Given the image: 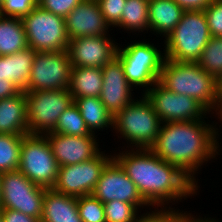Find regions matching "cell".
Returning a JSON list of instances; mask_svg holds the SVG:
<instances>
[{"label": "cell", "instance_id": "35", "mask_svg": "<svg viewBox=\"0 0 222 222\" xmlns=\"http://www.w3.org/2000/svg\"><path fill=\"white\" fill-rule=\"evenodd\" d=\"M140 213L135 222H174L177 219V209L175 208H153ZM153 210V211H152Z\"/></svg>", "mask_w": 222, "mask_h": 222}, {"label": "cell", "instance_id": "12", "mask_svg": "<svg viewBox=\"0 0 222 222\" xmlns=\"http://www.w3.org/2000/svg\"><path fill=\"white\" fill-rule=\"evenodd\" d=\"M71 70L67 50L36 52L26 92L69 89Z\"/></svg>", "mask_w": 222, "mask_h": 222}, {"label": "cell", "instance_id": "33", "mask_svg": "<svg viewBox=\"0 0 222 222\" xmlns=\"http://www.w3.org/2000/svg\"><path fill=\"white\" fill-rule=\"evenodd\" d=\"M38 3L36 0H3L0 5V15L23 18L28 15Z\"/></svg>", "mask_w": 222, "mask_h": 222}, {"label": "cell", "instance_id": "1", "mask_svg": "<svg viewBox=\"0 0 222 222\" xmlns=\"http://www.w3.org/2000/svg\"><path fill=\"white\" fill-rule=\"evenodd\" d=\"M116 151L113 158L136 184L139 194L151 208L172 209V205L199 193L200 187L189 176L150 149L122 147L121 151L120 148L119 152Z\"/></svg>", "mask_w": 222, "mask_h": 222}, {"label": "cell", "instance_id": "23", "mask_svg": "<svg viewBox=\"0 0 222 222\" xmlns=\"http://www.w3.org/2000/svg\"><path fill=\"white\" fill-rule=\"evenodd\" d=\"M102 85V68L72 67L68 90L73 100L81 97H100Z\"/></svg>", "mask_w": 222, "mask_h": 222}, {"label": "cell", "instance_id": "15", "mask_svg": "<svg viewBox=\"0 0 222 222\" xmlns=\"http://www.w3.org/2000/svg\"><path fill=\"white\" fill-rule=\"evenodd\" d=\"M117 47L116 40L108 34L70 39L67 51L72 67L102 68L116 56Z\"/></svg>", "mask_w": 222, "mask_h": 222}, {"label": "cell", "instance_id": "25", "mask_svg": "<svg viewBox=\"0 0 222 222\" xmlns=\"http://www.w3.org/2000/svg\"><path fill=\"white\" fill-rule=\"evenodd\" d=\"M27 47L22 18L0 15V56L12 55Z\"/></svg>", "mask_w": 222, "mask_h": 222}, {"label": "cell", "instance_id": "21", "mask_svg": "<svg viewBox=\"0 0 222 222\" xmlns=\"http://www.w3.org/2000/svg\"><path fill=\"white\" fill-rule=\"evenodd\" d=\"M40 222H83L77 208V197L46 189Z\"/></svg>", "mask_w": 222, "mask_h": 222}, {"label": "cell", "instance_id": "16", "mask_svg": "<svg viewBox=\"0 0 222 222\" xmlns=\"http://www.w3.org/2000/svg\"><path fill=\"white\" fill-rule=\"evenodd\" d=\"M45 136L59 167L91 160L103 150L98 135L93 133L89 136H70L49 132Z\"/></svg>", "mask_w": 222, "mask_h": 222}, {"label": "cell", "instance_id": "24", "mask_svg": "<svg viewBox=\"0 0 222 222\" xmlns=\"http://www.w3.org/2000/svg\"><path fill=\"white\" fill-rule=\"evenodd\" d=\"M74 103L78 106L81 116L91 133L97 134V131L101 132L109 128L113 132V116L99 97H81L75 99Z\"/></svg>", "mask_w": 222, "mask_h": 222}, {"label": "cell", "instance_id": "27", "mask_svg": "<svg viewBox=\"0 0 222 222\" xmlns=\"http://www.w3.org/2000/svg\"><path fill=\"white\" fill-rule=\"evenodd\" d=\"M24 135L0 134V172L18 170Z\"/></svg>", "mask_w": 222, "mask_h": 222}, {"label": "cell", "instance_id": "3", "mask_svg": "<svg viewBox=\"0 0 222 222\" xmlns=\"http://www.w3.org/2000/svg\"><path fill=\"white\" fill-rule=\"evenodd\" d=\"M159 82L173 93L196 99L211 114L219 108L218 81L196 62L165 59Z\"/></svg>", "mask_w": 222, "mask_h": 222}, {"label": "cell", "instance_id": "44", "mask_svg": "<svg viewBox=\"0 0 222 222\" xmlns=\"http://www.w3.org/2000/svg\"><path fill=\"white\" fill-rule=\"evenodd\" d=\"M216 112H222V99L219 101V108Z\"/></svg>", "mask_w": 222, "mask_h": 222}, {"label": "cell", "instance_id": "17", "mask_svg": "<svg viewBox=\"0 0 222 222\" xmlns=\"http://www.w3.org/2000/svg\"><path fill=\"white\" fill-rule=\"evenodd\" d=\"M102 74L103 85L99 98L114 116L137 98L133 94L135 89L127 81L121 61L116 56L102 67Z\"/></svg>", "mask_w": 222, "mask_h": 222}, {"label": "cell", "instance_id": "2", "mask_svg": "<svg viewBox=\"0 0 222 222\" xmlns=\"http://www.w3.org/2000/svg\"><path fill=\"white\" fill-rule=\"evenodd\" d=\"M210 122L207 118V123L205 120L162 123L150 150L176 165L200 187L197 173L222 153L221 125L216 120Z\"/></svg>", "mask_w": 222, "mask_h": 222}, {"label": "cell", "instance_id": "30", "mask_svg": "<svg viewBox=\"0 0 222 222\" xmlns=\"http://www.w3.org/2000/svg\"><path fill=\"white\" fill-rule=\"evenodd\" d=\"M106 222H135L141 210L131 203L119 200L103 204Z\"/></svg>", "mask_w": 222, "mask_h": 222}, {"label": "cell", "instance_id": "36", "mask_svg": "<svg viewBox=\"0 0 222 222\" xmlns=\"http://www.w3.org/2000/svg\"><path fill=\"white\" fill-rule=\"evenodd\" d=\"M82 0H40L38 5L55 15L66 17Z\"/></svg>", "mask_w": 222, "mask_h": 222}, {"label": "cell", "instance_id": "45", "mask_svg": "<svg viewBox=\"0 0 222 222\" xmlns=\"http://www.w3.org/2000/svg\"><path fill=\"white\" fill-rule=\"evenodd\" d=\"M0 80H6V79L2 78V71H1V56H0Z\"/></svg>", "mask_w": 222, "mask_h": 222}, {"label": "cell", "instance_id": "38", "mask_svg": "<svg viewBox=\"0 0 222 222\" xmlns=\"http://www.w3.org/2000/svg\"><path fill=\"white\" fill-rule=\"evenodd\" d=\"M177 208V219L180 222H221L219 221V219H215L214 217L212 218V216L209 217V215L207 216H203L201 217L200 215H196L194 216V214L190 213V211H184V210H180ZM207 217V218H206Z\"/></svg>", "mask_w": 222, "mask_h": 222}, {"label": "cell", "instance_id": "7", "mask_svg": "<svg viewBox=\"0 0 222 222\" xmlns=\"http://www.w3.org/2000/svg\"><path fill=\"white\" fill-rule=\"evenodd\" d=\"M18 170L37 186L45 189L54 187L59 164L45 135L23 136Z\"/></svg>", "mask_w": 222, "mask_h": 222}, {"label": "cell", "instance_id": "29", "mask_svg": "<svg viewBox=\"0 0 222 222\" xmlns=\"http://www.w3.org/2000/svg\"><path fill=\"white\" fill-rule=\"evenodd\" d=\"M196 63L218 80L222 76V37H211Z\"/></svg>", "mask_w": 222, "mask_h": 222}, {"label": "cell", "instance_id": "19", "mask_svg": "<svg viewBox=\"0 0 222 222\" xmlns=\"http://www.w3.org/2000/svg\"><path fill=\"white\" fill-rule=\"evenodd\" d=\"M0 134H29L24 91L0 100Z\"/></svg>", "mask_w": 222, "mask_h": 222}, {"label": "cell", "instance_id": "46", "mask_svg": "<svg viewBox=\"0 0 222 222\" xmlns=\"http://www.w3.org/2000/svg\"><path fill=\"white\" fill-rule=\"evenodd\" d=\"M0 222H3V219H2V214L0 212Z\"/></svg>", "mask_w": 222, "mask_h": 222}, {"label": "cell", "instance_id": "28", "mask_svg": "<svg viewBox=\"0 0 222 222\" xmlns=\"http://www.w3.org/2000/svg\"><path fill=\"white\" fill-rule=\"evenodd\" d=\"M52 132L70 136H89L92 134L74 102L60 115Z\"/></svg>", "mask_w": 222, "mask_h": 222}, {"label": "cell", "instance_id": "22", "mask_svg": "<svg viewBox=\"0 0 222 222\" xmlns=\"http://www.w3.org/2000/svg\"><path fill=\"white\" fill-rule=\"evenodd\" d=\"M36 51L27 47L15 54L1 56L2 78L26 92Z\"/></svg>", "mask_w": 222, "mask_h": 222}, {"label": "cell", "instance_id": "10", "mask_svg": "<svg viewBox=\"0 0 222 222\" xmlns=\"http://www.w3.org/2000/svg\"><path fill=\"white\" fill-rule=\"evenodd\" d=\"M1 184V209L20 211L41 220L45 188L30 181L20 170L3 172Z\"/></svg>", "mask_w": 222, "mask_h": 222}, {"label": "cell", "instance_id": "8", "mask_svg": "<svg viewBox=\"0 0 222 222\" xmlns=\"http://www.w3.org/2000/svg\"><path fill=\"white\" fill-rule=\"evenodd\" d=\"M28 47L36 52H54L67 50L65 18L43 9L38 4L22 18Z\"/></svg>", "mask_w": 222, "mask_h": 222}, {"label": "cell", "instance_id": "4", "mask_svg": "<svg viewBox=\"0 0 222 222\" xmlns=\"http://www.w3.org/2000/svg\"><path fill=\"white\" fill-rule=\"evenodd\" d=\"M138 98L113 116V131L127 149H150L162 122L146 97Z\"/></svg>", "mask_w": 222, "mask_h": 222}, {"label": "cell", "instance_id": "31", "mask_svg": "<svg viewBox=\"0 0 222 222\" xmlns=\"http://www.w3.org/2000/svg\"><path fill=\"white\" fill-rule=\"evenodd\" d=\"M77 208L83 222H106L103 203L92 194L77 197Z\"/></svg>", "mask_w": 222, "mask_h": 222}, {"label": "cell", "instance_id": "39", "mask_svg": "<svg viewBox=\"0 0 222 222\" xmlns=\"http://www.w3.org/2000/svg\"><path fill=\"white\" fill-rule=\"evenodd\" d=\"M184 11L206 9L213 0H174Z\"/></svg>", "mask_w": 222, "mask_h": 222}, {"label": "cell", "instance_id": "6", "mask_svg": "<svg viewBox=\"0 0 222 222\" xmlns=\"http://www.w3.org/2000/svg\"><path fill=\"white\" fill-rule=\"evenodd\" d=\"M211 37L204 11H184L180 22L163 39L165 59L197 62Z\"/></svg>", "mask_w": 222, "mask_h": 222}, {"label": "cell", "instance_id": "43", "mask_svg": "<svg viewBox=\"0 0 222 222\" xmlns=\"http://www.w3.org/2000/svg\"><path fill=\"white\" fill-rule=\"evenodd\" d=\"M1 177H2V173L0 172V209H1V198H2V196H1L2 195V191H1L2 190L1 189L2 188Z\"/></svg>", "mask_w": 222, "mask_h": 222}, {"label": "cell", "instance_id": "20", "mask_svg": "<svg viewBox=\"0 0 222 222\" xmlns=\"http://www.w3.org/2000/svg\"><path fill=\"white\" fill-rule=\"evenodd\" d=\"M183 13L184 10L174 0H149L150 32L166 39L180 22Z\"/></svg>", "mask_w": 222, "mask_h": 222}, {"label": "cell", "instance_id": "11", "mask_svg": "<svg viewBox=\"0 0 222 222\" xmlns=\"http://www.w3.org/2000/svg\"><path fill=\"white\" fill-rule=\"evenodd\" d=\"M144 96L151 103L162 123L206 120L209 116L214 118L212 117L214 114H211L196 99L173 93L159 81Z\"/></svg>", "mask_w": 222, "mask_h": 222}, {"label": "cell", "instance_id": "13", "mask_svg": "<svg viewBox=\"0 0 222 222\" xmlns=\"http://www.w3.org/2000/svg\"><path fill=\"white\" fill-rule=\"evenodd\" d=\"M101 151L91 160L59 167L57 180L52 188L56 192L73 197L92 194L102 170L113 158V152Z\"/></svg>", "mask_w": 222, "mask_h": 222}, {"label": "cell", "instance_id": "41", "mask_svg": "<svg viewBox=\"0 0 222 222\" xmlns=\"http://www.w3.org/2000/svg\"><path fill=\"white\" fill-rule=\"evenodd\" d=\"M217 81H218V95L220 101L222 99V76Z\"/></svg>", "mask_w": 222, "mask_h": 222}, {"label": "cell", "instance_id": "18", "mask_svg": "<svg viewBox=\"0 0 222 222\" xmlns=\"http://www.w3.org/2000/svg\"><path fill=\"white\" fill-rule=\"evenodd\" d=\"M69 39L108 35L110 26L96 0H82L66 17Z\"/></svg>", "mask_w": 222, "mask_h": 222}, {"label": "cell", "instance_id": "34", "mask_svg": "<svg viewBox=\"0 0 222 222\" xmlns=\"http://www.w3.org/2000/svg\"><path fill=\"white\" fill-rule=\"evenodd\" d=\"M212 37H222V0L213 2L203 10Z\"/></svg>", "mask_w": 222, "mask_h": 222}, {"label": "cell", "instance_id": "9", "mask_svg": "<svg viewBox=\"0 0 222 222\" xmlns=\"http://www.w3.org/2000/svg\"><path fill=\"white\" fill-rule=\"evenodd\" d=\"M29 134L52 132L60 115L73 104L68 89L25 92Z\"/></svg>", "mask_w": 222, "mask_h": 222}, {"label": "cell", "instance_id": "5", "mask_svg": "<svg viewBox=\"0 0 222 222\" xmlns=\"http://www.w3.org/2000/svg\"><path fill=\"white\" fill-rule=\"evenodd\" d=\"M131 41V44L123 46L118 44L116 57L121 61L129 84L144 95L157 81L165 60L164 41L160 50L159 45L151 41ZM133 42V43H132ZM124 48H123V47ZM158 46V47H156Z\"/></svg>", "mask_w": 222, "mask_h": 222}, {"label": "cell", "instance_id": "14", "mask_svg": "<svg viewBox=\"0 0 222 222\" xmlns=\"http://www.w3.org/2000/svg\"><path fill=\"white\" fill-rule=\"evenodd\" d=\"M92 195L103 204L119 200L134 204L139 210L145 208V212L147 208L151 209L139 194L136 184L127 176L126 172L114 158L102 170Z\"/></svg>", "mask_w": 222, "mask_h": 222}, {"label": "cell", "instance_id": "40", "mask_svg": "<svg viewBox=\"0 0 222 222\" xmlns=\"http://www.w3.org/2000/svg\"><path fill=\"white\" fill-rule=\"evenodd\" d=\"M19 92L20 90L11 81L0 80V100L13 97Z\"/></svg>", "mask_w": 222, "mask_h": 222}, {"label": "cell", "instance_id": "37", "mask_svg": "<svg viewBox=\"0 0 222 222\" xmlns=\"http://www.w3.org/2000/svg\"><path fill=\"white\" fill-rule=\"evenodd\" d=\"M3 222H40L37 218L12 209H0Z\"/></svg>", "mask_w": 222, "mask_h": 222}, {"label": "cell", "instance_id": "32", "mask_svg": "<svg viewBox=\"0 0 222 222\" xmlns=\"http://www.w3.org/2000/svg\"><path fill=\"white\" fill-rule=\"evenodd\" d=\"M105 21L113 28L117 29L120 24L122 12L127 0H96Z\"/></svg>", "mask_w": 222, "mask_h": 222}, {"label": "cell", "instance_id": "42", "mask_svg": "<svg viewBox=\"0 0 222 222\" xmlns=\"http://www.w3.org/2000/svg\"><path fill=\"white\" fill-rule=\"evenodd\" d=\"M214 117H217L216 119H218L219 122H222V112H216Z\"/></svg>", "mask_w": 222, "mask_h": 222}, {"label": "cell", "instance_id": "26", "mask_svg": "<svg viewBox=\"0 0 222 222\" xmlns=\"http://www.w3.org/2000/svg\"><path fill=\"white\" fill-rule=\"evenodd\" d=\"M148 13L149 0H127L122 12L120 24L117 27L123 29L124 31L122 30V32L128 31L129 36H131V33L133 35H139V33L143 31L144 33H146V31L148 33Z\"/></svg>", "mask_w": 222, "mask_h": 222}]
</instances>
